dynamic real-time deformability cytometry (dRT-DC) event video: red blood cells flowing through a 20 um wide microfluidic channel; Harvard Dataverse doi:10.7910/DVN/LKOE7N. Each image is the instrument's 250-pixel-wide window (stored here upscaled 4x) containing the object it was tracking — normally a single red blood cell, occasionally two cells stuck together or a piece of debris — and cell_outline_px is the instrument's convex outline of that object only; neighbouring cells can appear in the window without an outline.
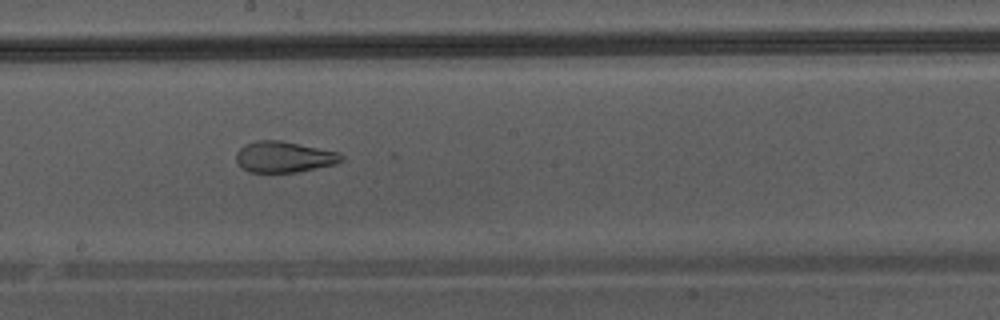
{"species": "Egyptian fruit bat (a non-hibernating species)", "species_latin": "Rousettus aegyptiacus", "temperature_condition": "warm", "stored_images_in_passage": 49, "camera_frame_rate_fps": 3000, "um_per_image_px": 0.085, "animal": {"sex": "male"}, "frame": {"image": 1, "passage_image": 28, "time_ms": 9.0, "image_size_px": [1000, 320], "cell_outline_px": [[344, 160], [336, 164], [296, 172], [248, 172], [236, 160], [236, 152], [244, 144], [256, 140], [280, 140], [340, 152], [344, 156]], "centroid_in_image_um": [24.16, 13.33], "position_along_channel_um": 224.0, "area_um2": 19.07}}
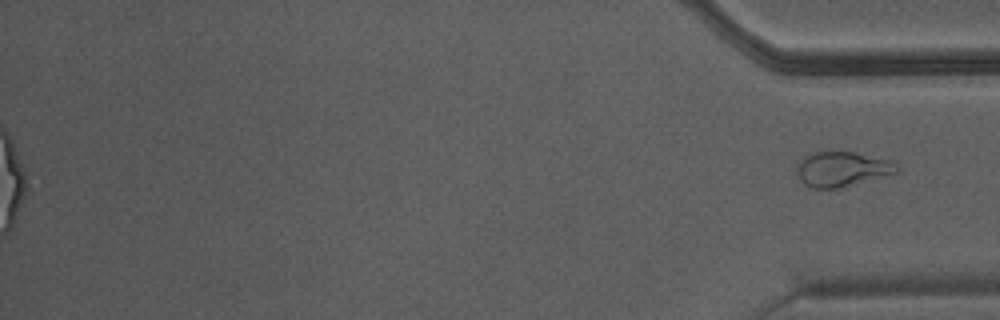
{"frame": {"image": 2, "passage_image": 49, "time_ms": 16.0, "image_size_px": [1000, 320], "cell_outline_px": [[900, 172], [836, 188], [812, 188], [804, 184], [800, 180], [796, 172], [796, 168], [800, 160], [816, 152], [852, 152], [896, 160], [900, 168]], "centroid_in_image_um": [71.64, 14.36], "position_along_channel_um": 363.6, "area_um2": 20.29}}